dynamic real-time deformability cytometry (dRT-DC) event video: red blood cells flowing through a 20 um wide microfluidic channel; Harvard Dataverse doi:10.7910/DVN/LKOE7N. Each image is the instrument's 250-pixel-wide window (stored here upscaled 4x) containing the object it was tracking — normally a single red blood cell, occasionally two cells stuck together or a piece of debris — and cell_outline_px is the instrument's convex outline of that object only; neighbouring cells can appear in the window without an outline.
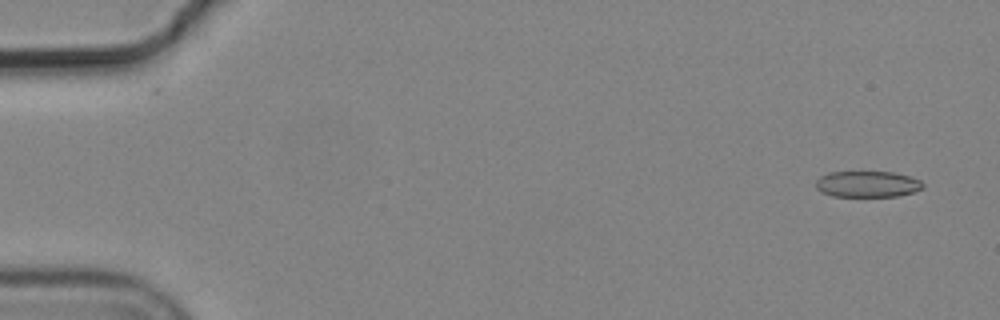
{"species": "common noctule bat (a hibernating species)", "species_latin": "Nyctalus noctula", "temperature_condition": "cold", "stored_images_in_passage": 5, "camera_frame_rate_fps": 3000, "um_per_image_px": 0.085, "animal": {"sex": "male", "body_mass_g": 19.2, "forearm_length_mm": 51.8}, "frame": {"image": 1, "passage_image": 1, "time_ms": 0.0, "image_size_px": [1000, 320], "cell_outline_px": [[924, 188], [900, 196], [832, 196], [820, 192], [816, 188], [816, 180], [820, 176], [828, 172], [896, 172], [920, 180], [924, 184]], "centroid_in_image_um": [73.72, 15.65], "position_along_channel_um": 11.3, "area_um2": 16.42}}
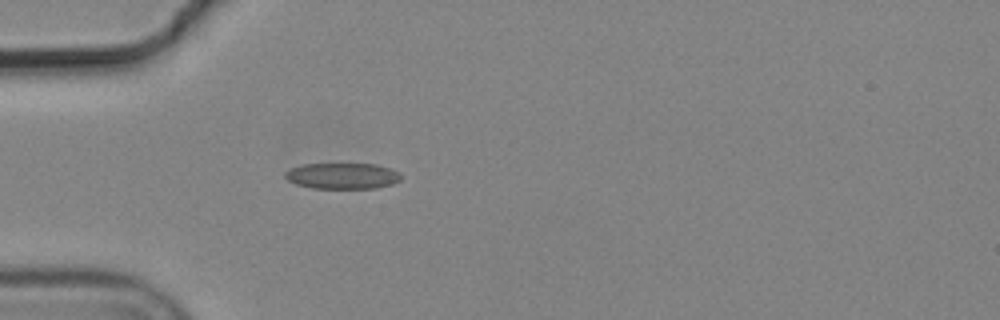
{"frame": {"image": 2, "passage_image": 5, "time_ms": 1.333, "image_size_px": [1000, 320], "cell_outline_px": [[400, 180], [392, 184], [376, 188], [312, 188], [296, 184], [288, 180], [284, 176], [284, 172], [292, 168], [304, 164], [376, 164], [400, 172]], "centroid_in_image_um": [29.1, 14.95], "position_along_channel_um": 55.9, "area_um2": 17.46}}